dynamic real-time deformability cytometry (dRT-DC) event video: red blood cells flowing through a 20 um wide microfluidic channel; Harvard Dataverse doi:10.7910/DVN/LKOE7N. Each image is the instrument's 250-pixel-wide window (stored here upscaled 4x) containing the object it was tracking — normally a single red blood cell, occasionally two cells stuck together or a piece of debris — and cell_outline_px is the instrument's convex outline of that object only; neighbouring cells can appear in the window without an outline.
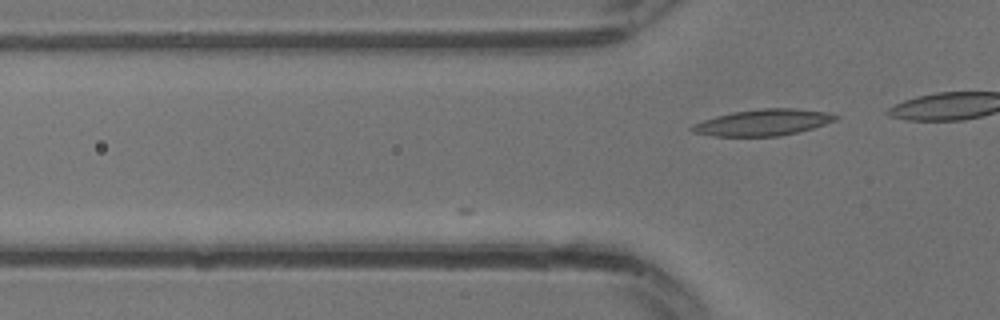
{"species": "common noctule bat (a hibernating species)", "species_latin": "Nyctalus noctula", "temperature_condition": "warm", "stored_images_in_passage": 8, "camera_frame_rate_fps": 3000, "um_per_image_px": 0.085, "animal": {"sex": "male", "body_mass_g": 13.3}, "frame": {"image": 1, "passage_image": 8, "time_ms": 2.333, "image_size_px": [1000, 320], "cell_outline_px": [[840, 116], [836, 120], [812, 128], [780, 136], [712, 136], [692, 132], [688, 128], [692, 124], [716, 116], [732, 112], [760, 108], [792, 108], [828, 112]], "centroid_in_image_um": [64.83, 10.4], "position_along_channel_um": 61.0, "area_um2": 22.02}}